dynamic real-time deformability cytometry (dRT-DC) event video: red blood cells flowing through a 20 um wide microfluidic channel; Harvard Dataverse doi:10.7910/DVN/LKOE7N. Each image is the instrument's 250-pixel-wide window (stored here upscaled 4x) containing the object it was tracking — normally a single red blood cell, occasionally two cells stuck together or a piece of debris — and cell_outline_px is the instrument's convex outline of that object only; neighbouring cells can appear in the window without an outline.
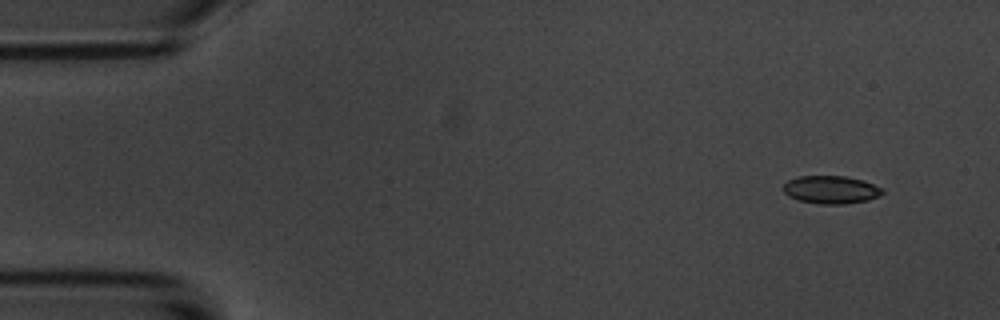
{"species": "common noctule bat (a hibernating species)", "species_latin": "Nyctalus noctula", "temperature_condition": "room temperature", "stored_images_in_passage": 53, "camera_frame_rate_fps": 3000, "um_per_image_px": 0.085, "animal": {"sex": "male", "body_mass_g": 20.1, "forearm_length_mm": 53.5}, "frame": {"image": 1, "passage_image": 1, "time_ms": 0.0, "image_size_px": [1000, 320], "cell_outline_px": [[884, 192], [880, 196], [868, 200], [844, 204], [820, 204], [800, 200], [788, 196], [784, 192], [784, 184], [788, 180], [796, 176], [844, 176], [860, 180], [872, 184], [880, 188]], "centroid_in_image_um": [70.61, 16.13], "position_along_channel_um": 14.4, "area_um2": 15.95}}
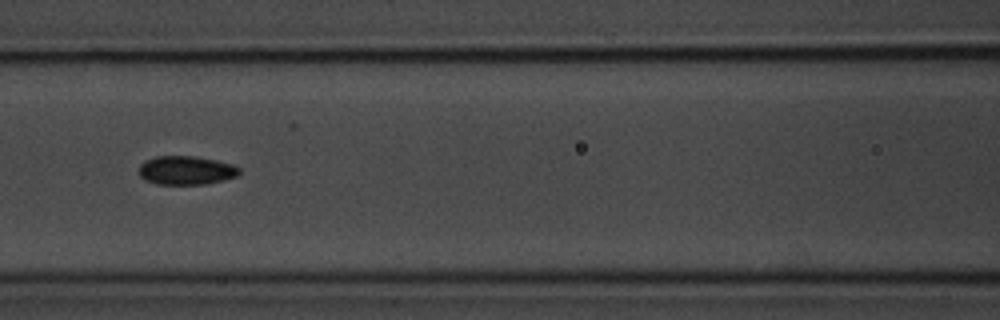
{"frame": {"image": 2, "passage_image": 21, "time_ms": 6.667, "image_size_px": [1000, 320], "cell_outline_px": [[240, 172], [236, 176], [204, 184], [156, 184], [144, 180], [140, 176], [140, 164], [144, 160], [156, 156], [196, 156], [216, 160], [232, 164], [240, 168]], "centroid_in_image_um": [15.79, 14.47], "position_along_channel_um": 150.8, "area_um2": 16.76}}
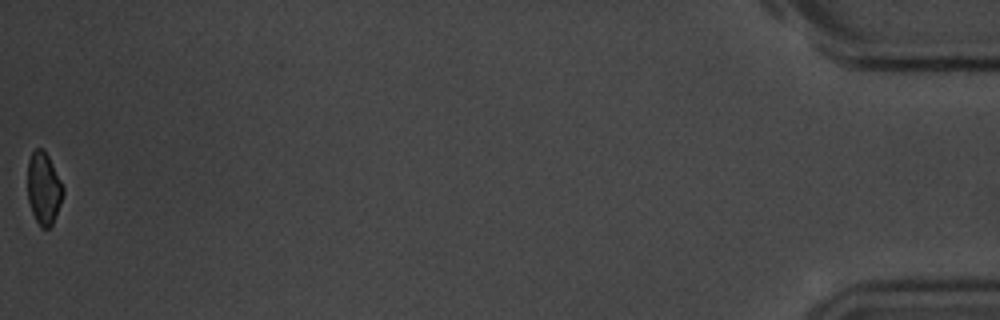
{"frame": {"image": 3, "passage_image": 53, "time_ms": 17.333, "image_size_px": [1000, 320], "cell_outline_px": [[64, 192], [60, 204], [52, 224], [48, 228], [40, 228], [32, 212], [28, 200], [28, 160], [32, 152], [36, 148], [44, 148], [64, 188]], "centroid_in_image_um": [3.7, 16.0], "position_along_channel_um": 431.5, "area_um2": 14.8}, "authors_computed_cell_mechanics": {"area_um2": 16.3574, "velocity_mm_per_s": 3.5679, "shape_relaxation_time_tau1_ms": 2.3439, "shape_relaxation_time_tau2_ms": 2.6312, "deformation_change_tau1": 0.0854, "deformation_change_tau2": 0.0686}}